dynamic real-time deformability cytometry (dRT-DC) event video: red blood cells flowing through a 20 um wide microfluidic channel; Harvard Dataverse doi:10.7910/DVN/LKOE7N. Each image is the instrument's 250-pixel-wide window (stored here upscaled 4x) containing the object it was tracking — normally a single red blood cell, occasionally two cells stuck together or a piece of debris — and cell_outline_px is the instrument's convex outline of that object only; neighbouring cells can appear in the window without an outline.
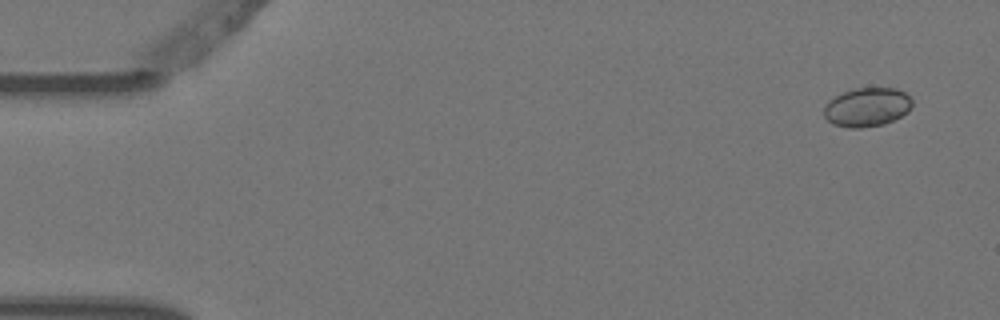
{"species": "Egyptian fruit bat (a non-hibernating species)", "species_latin": "Rousettus aegyptiacus", "temperature_condition": "warm", "stored_images_in_passage": 4, "camera_frame_rate_fps": 3000, "um_per_image_px": 0.085, "animal": {"sex": "female"}, "frame": {"image": 1, "passage_image": 1, "time_ms": 0.0, "image_size_px": [1000, 320], "cell_outline_px": [[912, 104], [908, 112], [884, 124], [860, 128], [848, 128], [832, 124], [824, 116], [824, 108], [828, 100], [844, 92], [856, 88], [896, 88], [904, 92], [912, 100]], "centroid_in_image_um": [73.68, 9.11], "position_along_channel_um": 11.3, "area_um2": 19.94}}
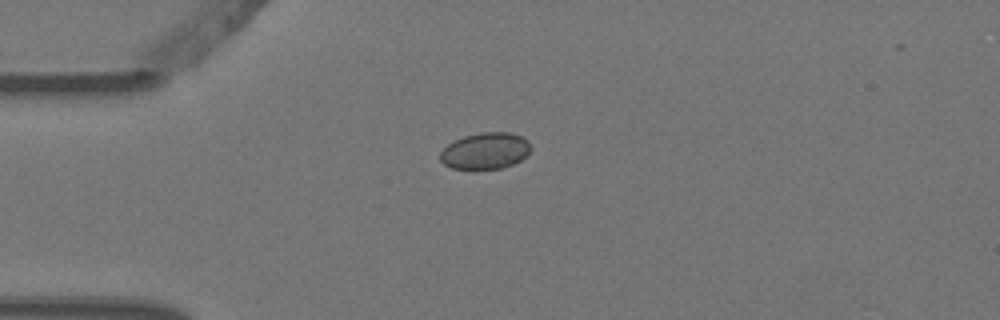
{"frame": {"image": 2, "passage_image": 4, "time_ms": 1.0, "image_size_px": [1000, 320], "cell_outline_px": [[532, 148], [520, 160], [512, 164], [500, 168], [472, 172], [452, 168], [444, 164], [440, 160], [440, 152], [448, 144], [464, 136], [480, 132], [508, 132], [520, 136], [528, 140]], "centroid_in_image_um": [41.22, 12.86], "position_along_channel_um": 43.8, "area_um2": 19.65}}